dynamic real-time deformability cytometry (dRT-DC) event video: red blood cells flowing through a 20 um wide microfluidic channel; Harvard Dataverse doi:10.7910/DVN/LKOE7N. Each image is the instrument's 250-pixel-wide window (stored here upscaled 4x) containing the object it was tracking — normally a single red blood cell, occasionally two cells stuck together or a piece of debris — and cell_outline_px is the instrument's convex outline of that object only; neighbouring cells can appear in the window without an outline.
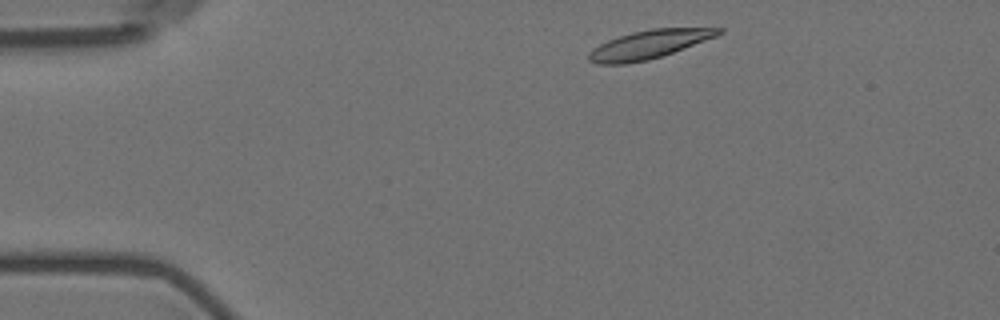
{"species": "Egyptian fruit bat (a non-hibernating species)", "species_latin": "Rousettus aegyptiacus", "temperature_condition": "room temperature", "stored_images_in_passage": 3, "camera_frame_rate_fps": 3000, "um_per_image_px": 0.085, "animal": {"sex": "female"}, "frame": {"image": 1, "passage_image": 1, "time_ms": 0.0, "image_size_px": [1000, 320], "cell_outline_px": [[724, 32], [716, 36], [672, 52], [648, 60], [624, 64], [596, 64], [588, 60], [588, 52], [592, 48], [608, 40], [632, 32], [652, 28], [724, 28]], "centroid_in_image_um": [55.11, 3.78], "position_along_channel_um": 29.9, "area_um2": 21.27}}